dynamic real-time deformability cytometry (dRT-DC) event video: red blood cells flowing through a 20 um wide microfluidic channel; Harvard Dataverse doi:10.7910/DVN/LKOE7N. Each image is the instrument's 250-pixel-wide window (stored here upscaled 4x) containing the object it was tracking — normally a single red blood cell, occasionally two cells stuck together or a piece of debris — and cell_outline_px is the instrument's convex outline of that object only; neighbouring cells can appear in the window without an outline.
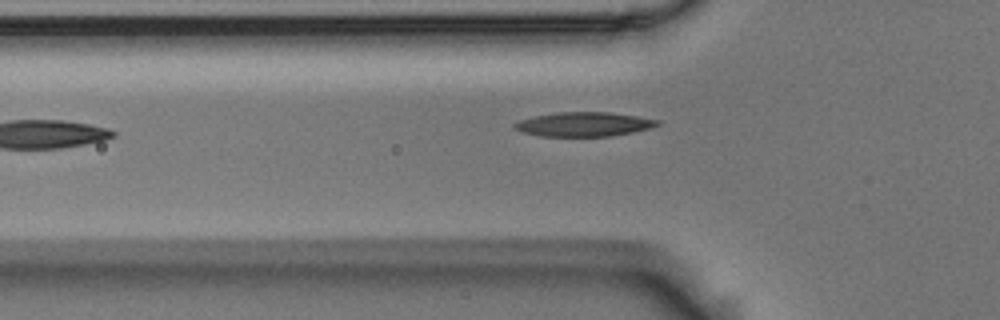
{"species": "Egyptian fruit bat (a non-hibernating species)", "species_latin": "Rousettus aegyptiacus", "temperature_condition": "room temperature", "stored_images_in_passage": 3, "camera_frame_rate_fps": 3000, "um_per_image_px": 0.085, "animal": {"sex": "male"}, "frame": {"image": 1, "passage_image": 2, "time_ms": 0.333, "image_size_px": [1000, 320], "cell_outline_px": [[660, 124], [648, 128], [632, 132], [612, 136], [540, 136], [524, 132], [512, 128], [512, 124], [520, 120], [532, 116], [556, 112], [608, 112], [636, 116], [660, 120]], "centroid_in_image_um": [49.58, 10.55], "position_along_channel_um": 76.2, "area_um2": 20.17}}
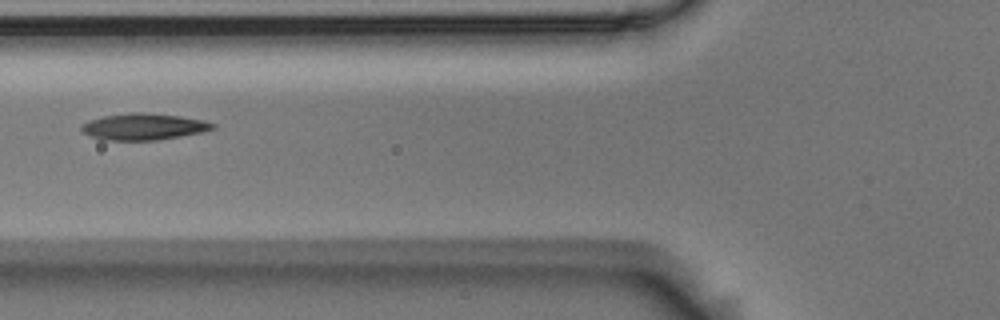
{"frame": {"image": 2, "passage_image": 3, "time_ms": 0.667, "image_size_px": [1000, 320], "cell_outline_px": [[216, 128], [200, 132], [180, 136], [156, 140], [100, 140], [84, 132], [80, 128], [80, 124], [88, 120], [104, 116], [128, 112], [144, 112], [180, 116], [204, 120], [216, 124]], "centroid_in_image_um": [12.18, 10.76], "position_along_channel_um": 113.6, "area_um2": 20.35}}